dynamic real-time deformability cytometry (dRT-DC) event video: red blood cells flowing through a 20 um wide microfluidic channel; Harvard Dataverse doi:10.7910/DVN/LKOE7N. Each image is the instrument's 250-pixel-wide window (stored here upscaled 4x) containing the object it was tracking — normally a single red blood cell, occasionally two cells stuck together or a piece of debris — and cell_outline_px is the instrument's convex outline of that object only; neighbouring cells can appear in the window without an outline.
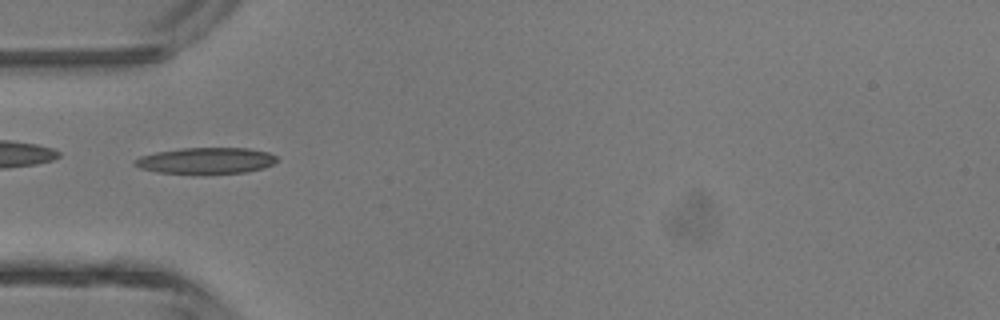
{"species": "common noctule bat (a hibernating species)", "species_latin": "Nyctalus noctula", "temperature_condition": "room temperature", "stored_images_in_passage": 1, "camera_frame_rate_fps": 3000, "um_per_image_px": 0.085, "animal": {"sex": "male", "body_mass_g": 13.3}, "frame": {"image": 1, "passage_image": 1, "time_ms": 0.0, "image_size_px": [1000, 320], "cell_outline_px": [[280, 160], [264, 168], [244, 172], [156, 172], [140, 168], [132, 164], [132, 160], [140, 156], [156, 152], [180, 148], [248, 148], [268, 152], [276, 156]], "centroid_in_image_um": [17.5, 13.63], "position_along_channel_um": 67.5, "area_um2": 21.33}}